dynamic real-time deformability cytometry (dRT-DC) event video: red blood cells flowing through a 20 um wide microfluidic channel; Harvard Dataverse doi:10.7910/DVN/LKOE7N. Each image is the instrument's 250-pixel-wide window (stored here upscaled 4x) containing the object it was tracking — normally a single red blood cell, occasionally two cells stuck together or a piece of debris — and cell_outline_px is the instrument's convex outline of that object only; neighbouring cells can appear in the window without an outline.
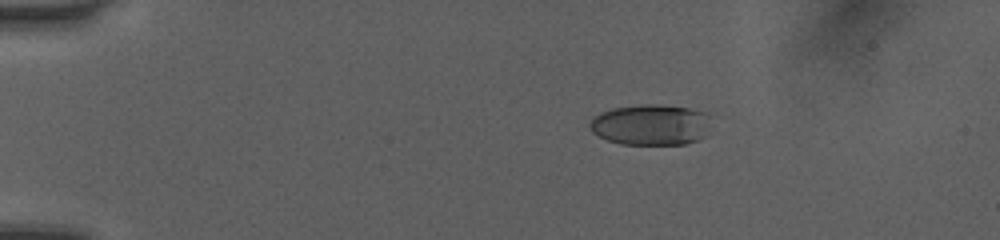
{"species": "human", "species_latin": "Homo sapiens", "temperature_condition": "room temperature", "stored_images_in_passage": 43, "camera_frame_rate_fps": 3000, "um_per_image_px": 0.085, "donor": {"sex": "female"}, "frame": {"image": 1, "passage_image": 2, "time_ms": 0.333, "image_size_px": [1000, 240], "cell_outline_px": [[708, 136], [684, 144], [620, 144], [608, 140], [592, 132], [588, 124], [600, 112], [612, 108], [644, 104], [660, 104], [688, 108], [708, 112]], "centroid_in_image_um": [55.33, 10.6], "position_along_channel_um": 29.7, "area_um2": 28.96}}
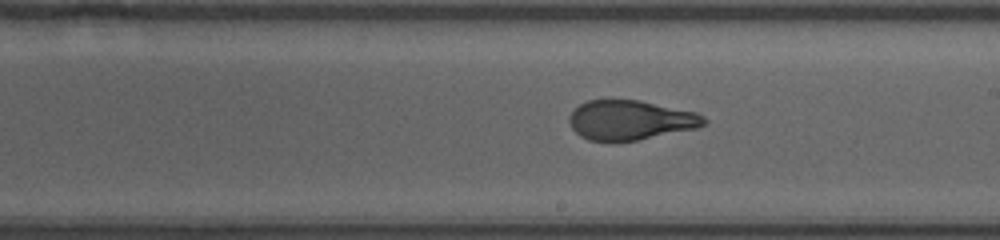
{"frame": {"image": 2, "passage_image": 23, "time_ms": 7.333, "image_size_px": [1000, 240], "cell_outline_px": [[708, 124], [696, 128], [640, 140], [588, 140], [580, 136], [572, 128], [568, 120], [568, 116], [580, 104], [588, 100], [640, 100], [696, 112], [704, 116], [708, 120]], "centroid_in_image_um": [53.61, 10.2], "position_along_channel_um": 235.4, "area_um2": 31.04}}
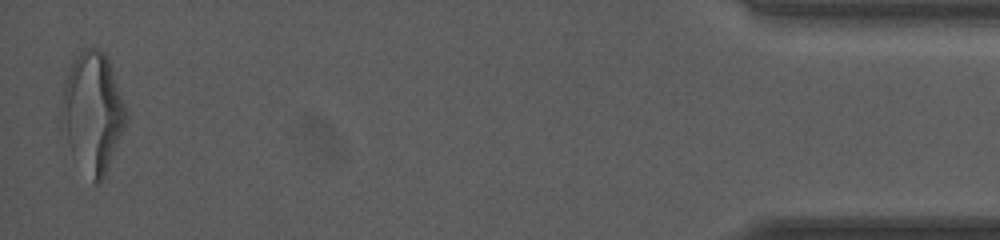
{"frame": {"image": 3, "passage_image": 43, "time_ms": 14.0, "image_size_px": [1000, 240], "cell_outline_px": [[128, 120], [104, 176], [100, 184], [92, 184], [72, 152], [60, 124], [60, 108], [64, 80], [72, 56], [84, 48], [96, 48], [104, 52], [108, 56], [128, 116]], "centroid_in_image_um": [7.85, 9.5], "position_along_channel_um": 427.4, "area_um2": 45.55}, "authors_computed_cell_mechanics": {"area_um2": 31.9056, "velocity_mm_per_s": 4.0637, "shape_relaxation_time_tau1_ms": 8.6523, "shape_relaxation_time_tau2_ms": 0.7604, "deformation_change_tau1": 0.301, "deformation_change_tau2": 0.0826}}